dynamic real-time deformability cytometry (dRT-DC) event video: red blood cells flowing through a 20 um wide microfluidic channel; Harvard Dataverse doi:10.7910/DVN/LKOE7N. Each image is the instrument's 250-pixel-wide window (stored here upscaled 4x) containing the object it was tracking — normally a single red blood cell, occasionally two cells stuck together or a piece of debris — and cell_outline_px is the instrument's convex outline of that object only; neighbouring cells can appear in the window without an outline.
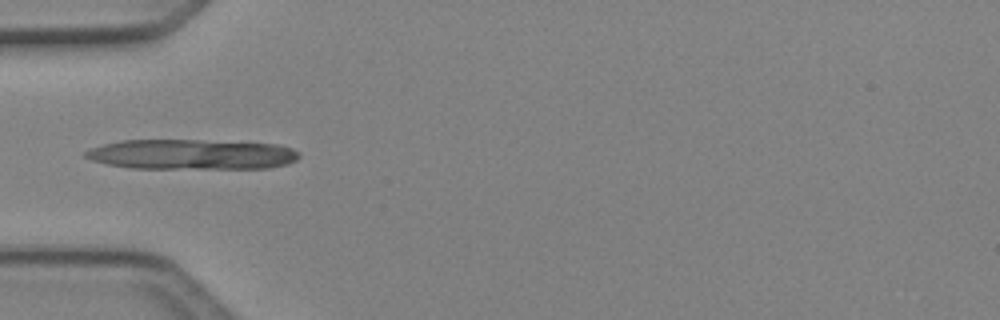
{"species": "Egyptian fruit bat (a non-hibernating species)", "species_latin": "Rousettus aegyptiacus", "temperature_condition": "cold", "stored_images_in_passage": 5, "camera_frame_rate_fps": 3000, "um_per_image_px": 0.085, "animal": {"sex": "female"}, "frame": {"image": 1, "passage_image": 4, "time_ms": 1.0, "image_size_px": [1000, 320], "cell_outline_px": [[300, 156], [296, 160], [288, 164], [268, 168], [132, 168], [108, 164], [92, 160], [84, 156], [84, 152], [92, 148], [104, 144], [120, 140], [200, 140], [276, 144], [292, 148], [300, 152]], "centroid_in_image_um": [16.32, 13.12], "position_along_channel_um": 68.7, "area_um2": 37.45}}